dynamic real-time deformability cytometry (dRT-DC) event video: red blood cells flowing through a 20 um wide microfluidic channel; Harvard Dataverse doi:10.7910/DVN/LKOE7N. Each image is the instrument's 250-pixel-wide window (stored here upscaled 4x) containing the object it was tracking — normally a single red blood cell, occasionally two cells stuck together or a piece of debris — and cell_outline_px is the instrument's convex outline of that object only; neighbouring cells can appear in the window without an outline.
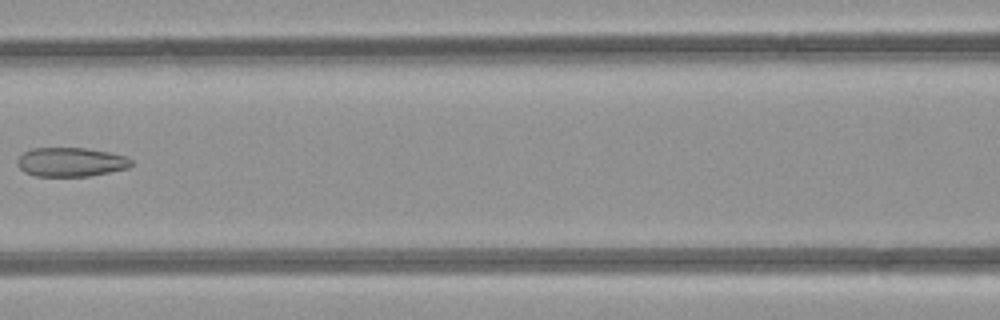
{"species": "common noctule bat (a hibernating species)", "species_latin": "Nyctalus noctula", "temperature_condition": "room temperature", "stored_images_in_passage": 6, "camera_frame_rate_fps": 3000, "um_per_image_px": 0.085, "animal": {"sex": "female", "body_mass_g": 21.9}, "frame": {"image": 1, "passage_image": 6, "time_ms": 6.667, "image_size_px": [1000, 320], "cell_outline_px": [[132, 164], [128, 168], [88, 176], [36, 176], [24, 172], [16, 164], [16, 160], [24, 152], [32, 148], [88, 148], [108, 152], [124, 156], [132, 160]], "centroid_in_image_um": [5.99, 13.77], "position_along_channel_um": 160.6, "area_um2": 19.25}}